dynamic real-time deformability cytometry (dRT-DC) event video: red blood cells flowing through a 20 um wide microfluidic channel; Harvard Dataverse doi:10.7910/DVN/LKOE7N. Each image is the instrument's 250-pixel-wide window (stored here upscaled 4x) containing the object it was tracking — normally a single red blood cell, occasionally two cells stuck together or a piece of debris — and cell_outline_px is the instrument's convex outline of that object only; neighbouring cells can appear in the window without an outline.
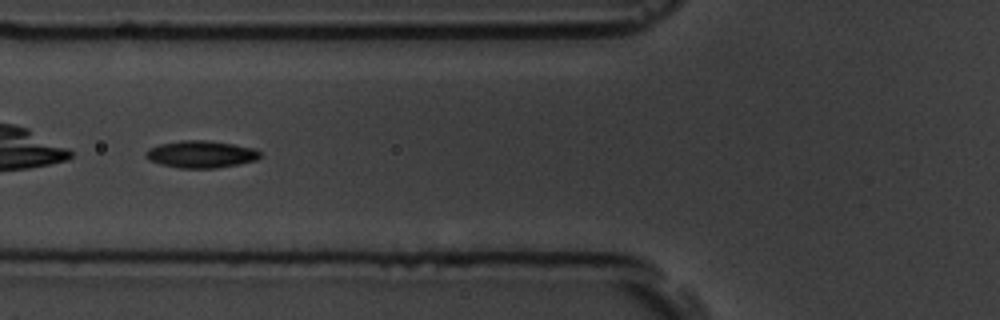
{"species": "common noctule bat (a hibernating species)", "species_latin": "Nyctalus noctula", "temperature_condition": "room temperature", "stored_images_in_passage": 3, "camera_frame_rate_fps": 3000, "um_per_image_px": 0.085, "animal": {"sex": "male", "body_mass_g": 19.5, "forearm_length_mm": 54.6}, "frame": {"image": 1, "passage_image": 2, "time_ms": 1.333, "image_size_px": [1000, 320], "cell_outline_px": [[260, 156], [256, 160], [216, 168], [180, 168], [160, 164], [148, 160], [144, 156], [144, 152], [148, 148], [160, 144], [180, 140], [208, 140], [256, 148], [260, 152]], "centroid_in_image_um": [17.04, 13.1], "position_along_channel_um": 108.8, "area_um2": 18.15}}